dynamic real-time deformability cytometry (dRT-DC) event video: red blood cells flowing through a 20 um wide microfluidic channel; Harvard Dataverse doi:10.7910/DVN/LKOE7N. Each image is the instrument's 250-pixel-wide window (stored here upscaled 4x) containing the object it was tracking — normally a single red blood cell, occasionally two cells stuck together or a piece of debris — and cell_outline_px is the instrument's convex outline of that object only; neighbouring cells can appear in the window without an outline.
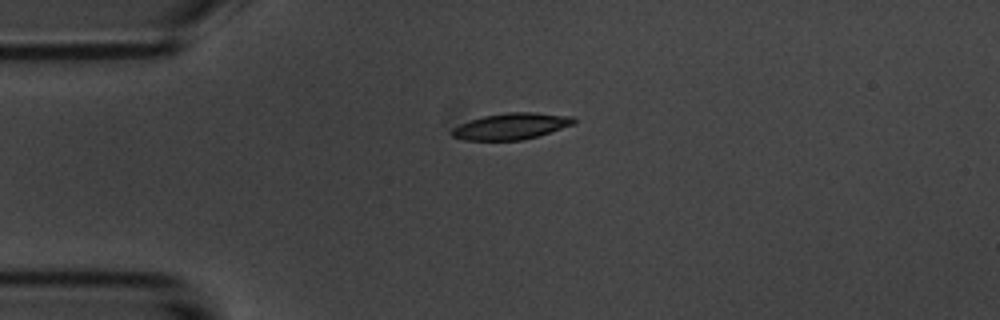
{"species": "common noctule bat (a hibernating species)", "species_latin": "Nyctalus noctula", "temperature_condition": "room temperature", "stored_images_in_passage": 5, "camera_frame_rate_fps": 3000, "um_per_image_px": 0.085, "animal": {"sex": "male", "body_mass_g": 20.1, "forearm_length_mm": 53.5}, "frame": {"image": 1, "passage_image": 5, "time_ms": 5.333, "image_size_px": [1000, 320], "cell_outline_px": [[576, 124], [524, 140], [464, 140], [452, 136], [452, 128], [460, 124], [484, 116], [508, 112], [536, 112], [576, 116]], "centroid_in_image_um": [43.52, 10.72], "position_along_channel_um": 41.5, "area_um2": 18.79}}